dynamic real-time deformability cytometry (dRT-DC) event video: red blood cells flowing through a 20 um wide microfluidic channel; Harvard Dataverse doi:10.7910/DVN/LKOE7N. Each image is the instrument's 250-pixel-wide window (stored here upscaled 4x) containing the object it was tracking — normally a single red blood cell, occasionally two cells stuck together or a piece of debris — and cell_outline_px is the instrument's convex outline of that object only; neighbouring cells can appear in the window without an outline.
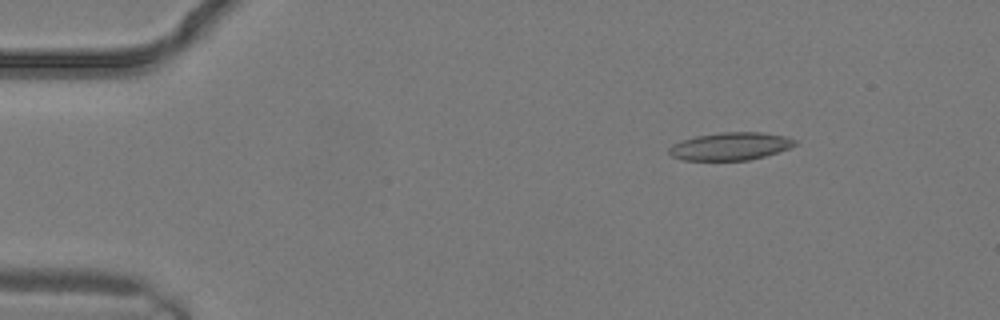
{"species": "common noctule bat (a hibernating species)", "species_latin": "Nyctalus noctula", "temperature_condition": "warm", "stored_images_in_passage": 12, "camera_frame_rate_fps": 3000, "um_per_image_px": 0.085, "animal": {"sex": "male", "body_mass_g": 19.2, "forearm_length_mm": 51.8}, "frame": {"image": 1, "passage_image": 1, "time_ms": 0.0, "image_size_px": [1000, 320], "cell_outline_px": [[796, 144], [788, 148], [764, 156], [748, 160], [684, 160], [672, 156], [668, 152], [668, 148], [672, 144], [696, 136], [720, 132], [760, 132], [784, 136], [796, 140]], "centroid_in_image_um": [62.05, 12.43], "position_along_channel_um": 22.9, "area_um2": 20.11}}
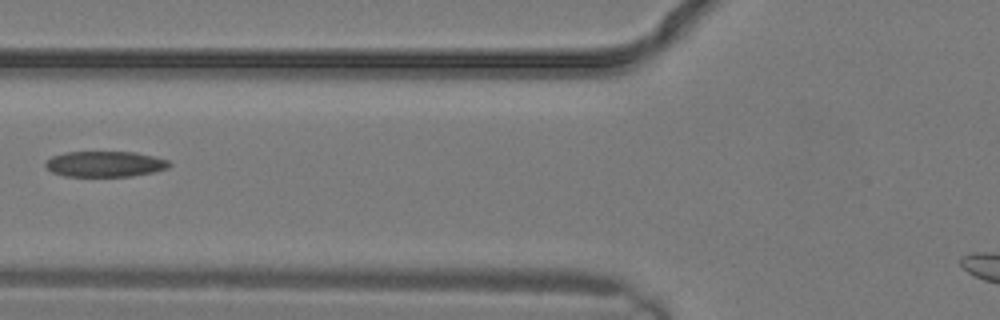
{"frame": {"image": 2, "passage_image": 8, "time_ms": 2.333, "image_size_px": [1000, 320], "cell_outline_px": [[172, 164], [168, 168], [152, 172], [132, 176], [64, 176], [52, 172], [44, 164], [52, 156], [64, 152], [136, 152], [168, 160]], "centroid_in_image_um": [8.93, 13.94], "position_along_channel_um": 116.9, "area_um2": 18.44}}
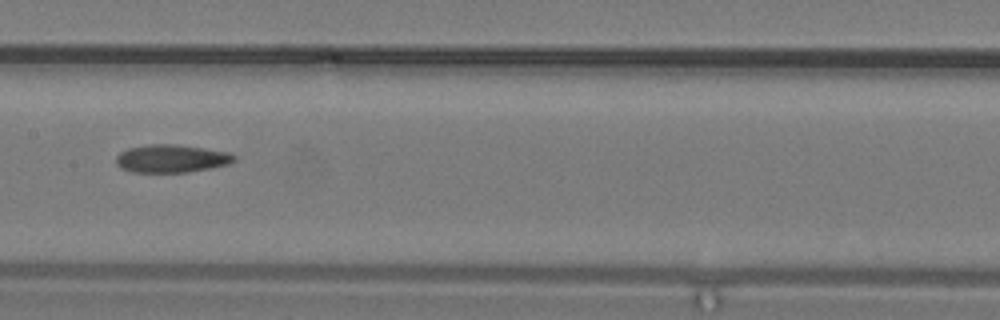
{"frame": {"image": 3, "passage_image": 11, "time_ms": 3.333, "image_size_px": [1000, 320], "cell_outline_px": [[236, 160], [228, 164], [212, 168], [188, 172], [132, 172], [120, 168], [116, 164], [116, 156], [120, 152], [128, 148], [148, 144], [176, 144], [204, 148], [228, 152], [236, 156]], "centroid_in_image_um": [14.56, 13.48], "position_along_channel_um": 192.8, "area_um2": 19.36}}